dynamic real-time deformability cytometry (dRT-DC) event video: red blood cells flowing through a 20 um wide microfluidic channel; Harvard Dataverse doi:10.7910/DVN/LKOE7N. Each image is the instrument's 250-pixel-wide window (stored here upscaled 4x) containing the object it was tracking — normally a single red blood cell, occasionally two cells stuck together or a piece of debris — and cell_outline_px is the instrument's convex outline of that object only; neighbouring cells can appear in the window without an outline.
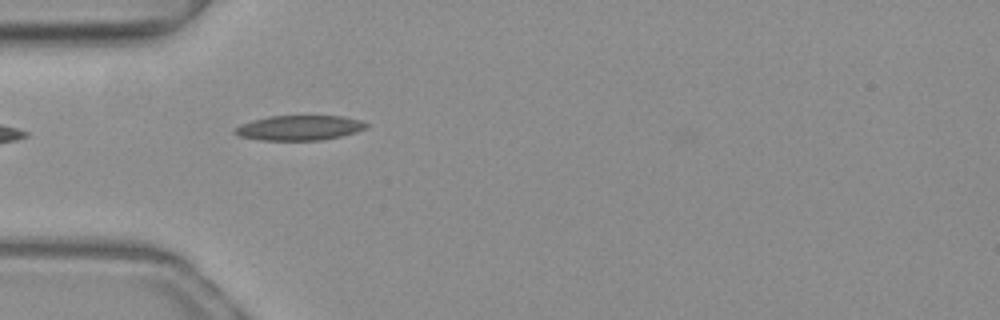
{"species": "common noctule bat (a hibernating species)", "species_latin": "Nyctalus noctula", "temperature_condition": "warm", "stored_images_in_passage": 35, "camera_frame_rate_fps": 3000, "um_per_image_px": 0.085, "animal": {"sex": "female", "body_mass_g": 19.3, "forearm_length_mm": 54.1}, "frame": {"image": 1, "passage_image": 1, "time_ms": 0.0, "image_size_px": [1000, 320], "cell_outline_px": [[368, 128], [356, 132], [340, 136], [320, 140], [260, 140], [240, 136], [232, 132], [240, 124], [252, 120], [268, 116], [344, 116], [360, 120], [368, 124]], "centroid_in_image_um": [25.45, 10.86], "position_along_channel_um": 59.6, "area_um2": 19.07}}
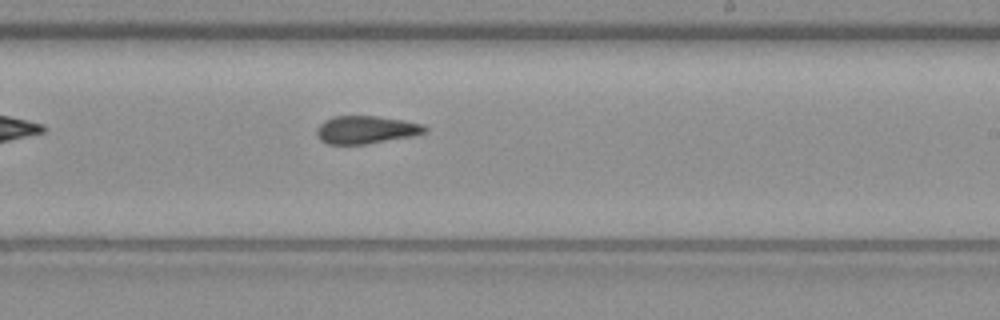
{"frame": {"image": 2, "passage_image": 16, "time_ms": 5.0, "image_size_px": [1000, 320], "cell_outline_px": [[428, 132], [412, 136], [368, 144], [328, 144], [320, 140], [316, 136], [316, 128], [324, 120], [332, 116], [376, 116], [404, 120], [424, 124], [428, 128]], "centroid_in_image_um": [31.11, 11.03], "position_along_channel_um": 257.9, "area_um2": 17.8}}
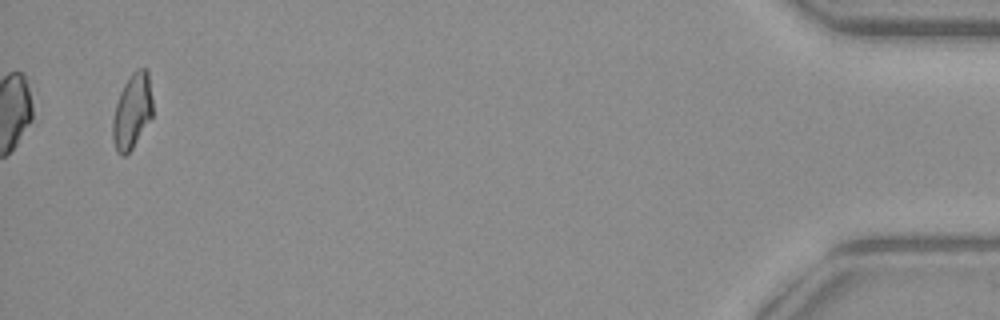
{"frame": {"image": 3, "passage_image": 35, "time_ms": 11.333, "image_size_px": [1000, 320], "cell_outline_px": [[152, 116], [132, 148], [124, 156], [120, 156], [116, 152], [112, 136], [112, 120], [116, 104], [120, 92], [124, 84], [132, 72], [136, 68], [148, 68], [152, 96]], "centroid_in_image_um": [11.23, 9.43], "position_along_channel_um": 424.0, "area_um2": 17.57}, "authors_computed_cell_mechanics": {"area_um2": 18.207, "velocity_mm_per_s": 4.023, "shape_relaxation_time_tau1_ms": null, "shape_relaxation_time_tau2_ms": 3.2611, "deformation_change_tau1": null, "deformation_change_tau2": 0.1145}}